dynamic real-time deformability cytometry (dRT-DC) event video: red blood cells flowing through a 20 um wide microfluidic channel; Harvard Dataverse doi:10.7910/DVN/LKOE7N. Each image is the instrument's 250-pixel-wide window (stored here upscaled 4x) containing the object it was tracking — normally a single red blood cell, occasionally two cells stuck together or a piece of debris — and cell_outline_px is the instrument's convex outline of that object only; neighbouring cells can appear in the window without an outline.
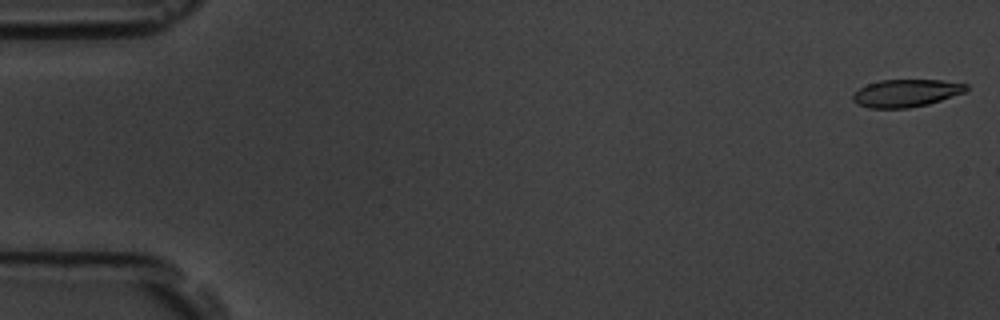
{"species": "common noctule bat (a hibernating species)", "species_latin": "Nyctalus noctula", "temperature_condition": "room temperature", "stored_images_in_passage": 2, "camera_frame_rate_fps": 3000, "um_per_image_px": 0.085, "animal": {"sex": "male", "body_mass_g": 19.5, "forearm_length_mm": 54.6}, "frame": {"image": 1, "passage_image": 1, "time_ms": 0.0, "image_size_px": [1000, 320], "cell_outline_px": [[968, 92], [928, 104], [908, 108], [868, 108], [852, 100], [852, 96], [860, 88], [868, 84], [880, 80], [940, 80], [968, 84]], "centroid_in_image_um": [77.07, 7.91], "position_along_channel_um": 7.9, "area_um2": 18.21}}